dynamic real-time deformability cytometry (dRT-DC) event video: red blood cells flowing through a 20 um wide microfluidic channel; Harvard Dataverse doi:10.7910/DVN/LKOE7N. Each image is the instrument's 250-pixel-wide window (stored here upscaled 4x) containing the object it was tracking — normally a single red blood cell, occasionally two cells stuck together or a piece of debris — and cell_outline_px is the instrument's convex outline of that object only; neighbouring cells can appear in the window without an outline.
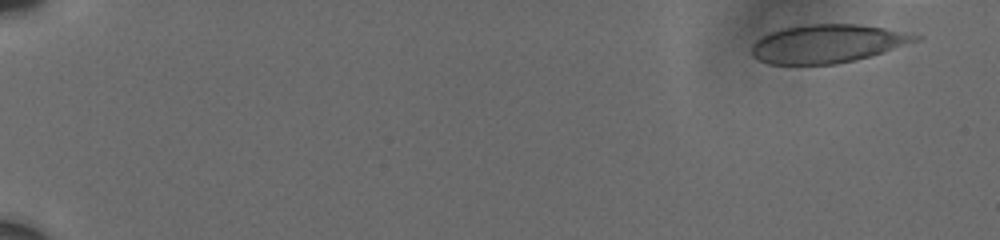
{"species": "human", "species_latin": "Homo sapiens", "temperature_condition": "cold", "stored_images_in_passage": 9, "camera_frame_rate_fps": 3000, "um_per_image_px": 0.085, "donor": {"sex": "male"}, "frame": {"image": 1, "passage_image": 2, "time_ms": 0.667, "image_size_px": [1000, 240], "cell_outline_px": [[924, 36], [920, 40], [884, 52], [836, 64], [768, 64], [756, 60], [752, 56], [752, 44], [756, 40], [772, 32], [784, 28], [808, 24], [856, 24], [884, 28]], "centroid_in_image_um": [70.33, 3.71], "position_along_channel_um": 14.7, "area_um2": 36.36}}
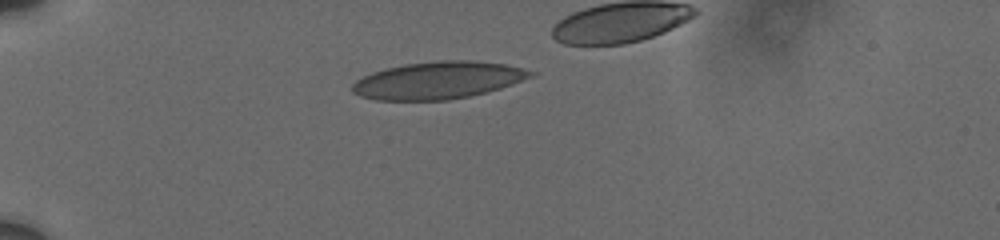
{"frame": {"image": 2, "passage_image": 6, "time_ms": 5.333, "image_size_px": [1000, 240], "cell_outline_px": [[540, 72], [536, 76], [500, 88], [468, 96], [448, 100], [376, 100], [360, 96], [352, 92], [352, 84], [356, 80], [372, 72], [404, 64], [440, 60], [468, 60], [504, 64]], "centroid_in_image_um": [37.26, 6.82], "position_along_channel_um": 47.7, "area_um2": 38.73}}